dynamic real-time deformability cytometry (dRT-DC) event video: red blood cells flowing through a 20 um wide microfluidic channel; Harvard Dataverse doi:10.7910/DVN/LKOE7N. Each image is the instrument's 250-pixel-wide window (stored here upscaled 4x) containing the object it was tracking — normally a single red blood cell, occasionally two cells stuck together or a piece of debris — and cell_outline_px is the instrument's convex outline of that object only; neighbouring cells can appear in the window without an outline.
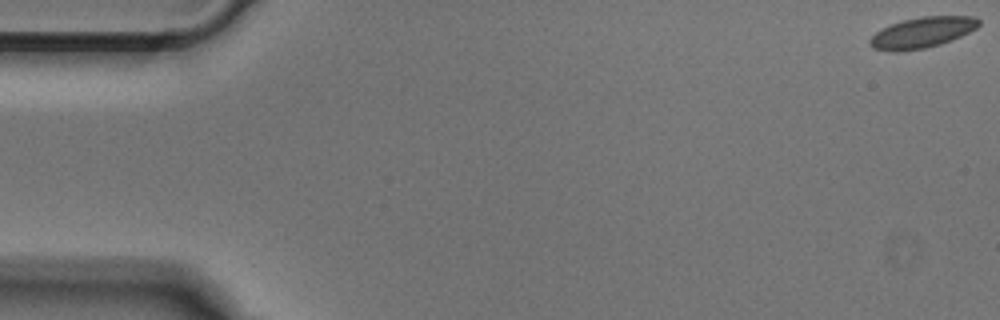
{"species": "Egyptian fruit bat (a non-hibernating species)", "species_latin": "Rousettus aegyptiacus", "temperature_condition": "cold", "stored_images_in_passage": 15, "camera_frame_rate_fps": 3000, "um_per_image_px": 0.085, "animal": {"sex": "male"}, "frame": {"image": 1, "passage_image": 1, "time_ms": 0.0, "image_size_px": [1000, 320], "cell_outline_px": [[980, 24], [976, 28], [952, 40], [940, 44], [924, 48], [896, 52], [892, 52], [872, 48], [868, 44], [868, 40], [876, 32], [892, 24], [904, 20], [920, 16], [972, 16], [980, 20]], "centroid_in_image_um": [78.36, 2.77], "position_along_channel_um": 6.6, "area_um2": 19.42}}
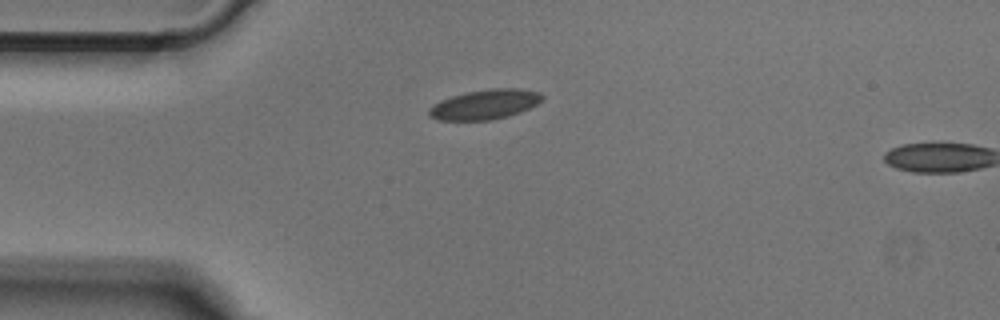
{"frame": {"image": 2, "passage_image": 13, "time_ms": 4.0, "image_size_px": [1000, 320], "cell_outline_px": [[544, 100], [520, 112], [508, 116], [492, 120], [440, 120], [428, 116], [428, 108], [432, 104], [440, 100], [452, 96], [468, 92], [492, 88], [520, 88], [540, 92], [544, 96]], "centroid_in_image_um": [41.22, 8.87], "position_along_channel_um": 43.8, "area_um2": 19.77}}